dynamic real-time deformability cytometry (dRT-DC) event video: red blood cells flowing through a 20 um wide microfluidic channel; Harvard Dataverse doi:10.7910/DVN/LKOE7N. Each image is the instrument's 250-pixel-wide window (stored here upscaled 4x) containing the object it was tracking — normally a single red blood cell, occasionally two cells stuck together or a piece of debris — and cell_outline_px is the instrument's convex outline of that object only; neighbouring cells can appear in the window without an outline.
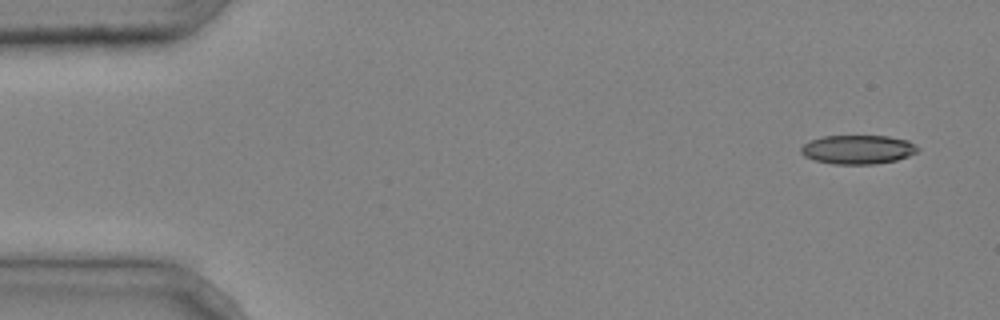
{"species": "common noctule bat (a hibernating species)", "species_latin": "Nyctalus noctula", "temperature_condition": "cold", "stored_images_in_passage": 3, "camera_frame_rate_fps": 3000, "um_per_image_px": 0.085, "animal": {"sex": "male", "body_mass_g": 20.4}, "frame": {"image": 1, "passage_image": 1, "time_ms": 0.0, "image_size_px": [1000, 320], "cell_outline_px": [[920, 148], [916, 152], [908, 156], [896, 160], [876, 164], [832, 164], [816, 160], [804, 156], [800, 152], [800, 148], [808, 140], [824, 136], [888, 136], [908, 140]], "centroid_in_image_um": [72.9, 12.7], "position_along_channel_um": 12.1, "area_um2": 19.77}}